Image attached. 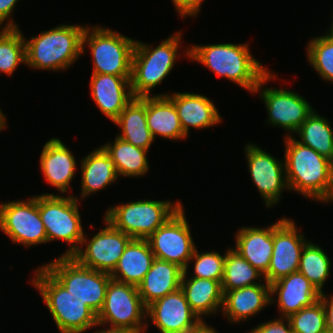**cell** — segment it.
Instances as JSON below:
<instances>
[{
    "instance_id": "1",
    "label": "cell",
    "mask_w": 333,
    "mask_h": 333,
    "mask_svg": "<svg viewBox=\"0 0 333 333\" xmlns=\"http://www.w3.org/2000/svg\"><path fill=\"white\" fill-rule=\"evenodd\" d=\"M285 171L289 189L304 197L330 203L333 201V162L294 136L284 138Z\"/></svg>"
},
{
    "instance_id": "2",
    "label": "cell",
    "mask_w": 333,
    "mask_h": 333,
    "mask_svg": "<svg viewBox=\"0 0 333 333\" xmlns=\"http://www.w3.org/2000/svg\"><path fill=\"white\" fill-rule=\"evenodd\" d=\"M247 43H217L188 46V59L209 68L217 77H224L254 93L261 79L269 72L255 59Z\"/></svg>"
},
{
    "instance_id": "3",
    "label": "cell",
    "mask_w": 333,
    "mask_h": 333,
    "mask_svg": "<svg viewBox=\"0 0 333 333\" xmlns=\"http://www.w3.org/2000/svg\"><path fill=\"white\" fill-rule=\"evenodd\" d=\"M86 25L61 24L25 40L26 64L32 69L65 70L82 54Z\"/></svg>"
},
{
    "instance_id": "4",
    "label": "cell",
    "mask_w": 333,
    "mask_h": 333,
    "mask_svg": "<svg viewBox=\"0 0 333 333\" xmlns=\"http://www.w3.org/2000/svg\"><path fill=\"white\" fill-rule=\"evenodd\" d=\"M31 284L39 291L60 333H83L97 324V314L62 286L43 266Z\"/></svg>"
},
{
    "instance_id": "5",
    "label": "cell",
    "mask_w": 333,
    "mask_h": 333,
    "mask_svg": "<svg viewBox=\"0 0 333 333\" xmlns=\"http://www.w3.org/2000/svg\"><path fill=\"white\" fill-rule=\"evenodd\" d=\"M181 35V32L174 33L156 47L136 40L130 80L134 97L152 96V90L173 70L181 56Z\"/></svg>"
},
{
    "instance_id": "6",
    "label": "cell",
    "mask_w": 333,
    "mask_h": 333,
    "mask_svg": "<svg viewBox=\"0 0 333 333\" xmlns=\"http://www.w3.org/2000/svg\"><path fill=\"white\" fill-rule=\"evenodd\" d=\"M135 44V39L108 27L86 25L82 38V54H85L86 46L91 50L92 73L131 76Z\"/></svg>"
},
{
    "instance_id": "7",
    "label": "cell",
    "mask_w": 333,
    "mask_h": 333,
    "mask_svg": "<svg viewBox=\"0 0 333 333\" xmlns=\"http://www.w3.org/2000/svg\"><path fill=\"white\" fill-rule=\"evenodd\" d=\"M182 206L178 200H137L109 207L104 218L131 238L147 239Z\"/></svg>"
},
{
    "instance_id": "8",
    "label": "cell",
    "mask_w": 333,
    "mask_h": 333,
    "mask_svg": "<svg viewBox=\"0 0 333 333\" xmlns=\"http://www.w3.org/2000/svg\"><path fill=\"white\" fill-rule=\"evenodd\" d=\"M79 199L74 195L39 194V213L46 230L47 242L59 240L68 243L60 256L71 257L79 248L84 236L79 213Z\"/></svg>"
},
{
    "instance_id": "9",
    "label": "cell",
    "mask_w": 333,
    "mask_h": 333,
    "mask_svg": "<svg viewBox=\"0 0 333 333\" xmlns=\"http://www.w3.org/2000/svg\"><path fill=\"white\" fill-rule=\"evenodd\" d=\"M43 267L73 296L85 302L96 314L100 312L112 279L109 273L85 267L72 256H59Z\"/></svg>"
},
{
    "instance_id": "10",
    "label": "cell",
    "mask_w": 333,
    "mask_h": 333,
    "mask_svg": "<svg viewBox=\"0 0 333 333\" xmlns=\"http://www.w3.org/2000/svg\"><path fill=\"white\" fill-rule=\"evenodd\" d=\"M146 311L147 307L136 286L111 279L103 307L97 314L95 327L100 328L108 324L110 327L125 328L134 333H145L150 324L146 318Z\"/></svg>"
},
{
    "instance_id": "11",
    "label": "cell",
    "mask_w": 333,
    "mask_h": 333,
    "mask_svg": "<svg viewBox=\"0 0 333 333\" xmlns=\"http://www.w3.org/2000/svg\"><path fill=\"white\" fill-rule=\"evenodd\" d=\"M276 77L275 73L272 74L269 71L257 85L254 94L259 92V98L265 103L268 113L267 123L286 130L285 137L294 136L293 134L315 109L309 101L295 91L285 88H264V84L266 85Z\"/></svg>"
},
{
    "instance_id": "12",
    "label": "cell",
    "mask_w": 333,
    "mask_h": 333,
    "mask_svg": "<svg viewBox=\"0 0 333 333\" xmlns=\"http://www.w3.org/2000/svg\"><path fill=\"white\" fill-rule=\"evenodd\" d=\"M0 229L15 244L25 247L47 243L39 213V195L0 204Z\"/></svg>"
},
{
    "instance_id": "13",
    "label": "cell",
    "mask_w": 333,
    "mask_h": 333,
    "mask_svg": "<svg viewBox=\"0 0 333 333\" xmlns=\"http://www.w3.org/2000/svg\"><path fill=\"white\" fill-rule=\"evenodd\" d=\"M184 206L152 233L147 241L155 258L187 267L196 248Z\"/></svg>"
},
{
    "instance_id": "14",
    "label": "cell",
    "mask_w": 333,
    "mask_h": 333,
    "mask_svg": "<svg viewBox=\"0 0 333 333\" xmlns=\"http://www.w3.org/2000/svg\"><path fill=\"white\" fill-rule=\"evenodd\" d=\"M103 221L106 227L100 229L90 240L84 233L81 244L72 257L85 267L111 274L132 238L116 229L107 219L104 218Z\"/></svg>"
},
{
    "instance_id": "15",
    "label": "cell",
    "mask_w": 333,
    "mask_h": 333,
    "mask_svg": "<svg viewBox=\"0 0 333 333\" xmlns=\"http://www.w3.org/2000/svg\"><path fill=\"white\" fill-rule=\"evenodd\" d=\"M245 156L250 177L255 184L266 207L272 208L279 203L283 190H290L287 182L285 162L261 149L258 145L248 143Z\"/></svg>"
},
{
    "instance_id": "16",
    "label": "cell",
    "mask_w": 333,
    "mask_h": 333,
    "mask_svg": "<svg viewBox=\"0 0 333 333\" xmlns=\"http://www.w3.org/2000/svg\"><path fill=\"white\" fill-rule=\"evenodd\" d=\"M291 218L273 223V251L268 271L263 275L269 284L298 271L303 247L308 242Z\"/></svg>"
},
{
    "instance_id": "17",
    "label": "cell",
    "mask_w": 333,
    "mask_h": 333,
    "mask_svg": "<svg viewBox=\"0 0 333 333\" xmlns=\"http://www.w3.org/2000/svg\"><path fill=\"white\" fill-rule=\"evenodd\" d=\"M146 318L160 333H189L202 323L181 288L147 306Z\"/></svg>"
},
{
    "instance_id": "18",
    "label": "cell",
    "mask_w": 333,
    "mask_h": 333,
    "mask_svg": "<svg viewBox=\"0 0 333 333\" xmlns=\"http://www.w3.org/2000/svg\"><path fill=\"white\" fill-rule=\"evenodd\" d=\"M271 304L276 303L280 318H288L320 300L321 292L299 271L270 284ZM275 300L274 295H276Z\"/></svg>"
},
{
    "instance_id": "19",
    "label": "cell",
    "mask_w": 333,
    "mask_h": 333,
    "mask_svg": "<svg viewBox=\"0 0 333 333\" xmlns=\"http://www.w3.org/2000/svg\"><path fill=\"white\" fill-rule=\"evenodd\" d=\"M131 76L92 73L91 98L102 114L112 122L133 100Z\"/></svg>"
},
{
    "instance_id": "20",
    "label": "cell",
    "mask_w": 333,
    "mask_h": 333,
    "mask_svg": "<svg viewBox=\"0 0 333 333\" xmlns=\"http://www.w3.org/2000/svg\"><path fill=\"white\" fill-rule=\"evenodd\" d=\"M152 96H167L174 103L181 127L187 136L190 127L200 130L221 124L222 117L215 103L203 94L174 92L172 95L163 93Z\"/></svg>"
},
{
    "instance_id": "21",
    "label": "cell",
    "mask_w": 333,
    "mask_h": 333,
    "mask_svg": "<svg viewBox=\"0 0 333 333\" xmlns=\"http://www.w3.org/2000/svg\"><path fill=\"white\" fill-rule=\"evenodd\" d=\"M39 160L44 180L62 195L68 193L77 169V160L72 151L62 140L53 137L43 145Z\"/></svg>"
},
{
    "instance_id": "22",
    "label": "cell",
    "mask_w": 333,
    "mask_h": 333,
    "mask_svg": "<svg viewBox=\"0 0 333 333\" xmlns=\"http://www.w3.org/2000/svg\"><path fill=\"white\" fill-rule=\"evenodd\" d=\"M271 305L270 284H261L226 291L223 296L222 313L229 323L247 321Z\"/></svg>"
},
{
    "instance_id": "23",
    "label": "cell",
    "mask_w": 333,
    "mask_h": 333,
    "mask_svg": "<svg viewBox=\"0 0 333 333\" xmlns=\"http://www.w3.org/2000/svg\"><path fill=\"white\" fill-rule=\"evenodd\" d=\"M233 249L264 275L273 251V224L264 228L243 226L236 231Z\"/></svg>"
},
{
    "instance_id": "24",
    "label": "cell",
    "mask_w": 333,
    "mask_h": 333,
    "mask_svg": "<svg viewBox=\"0 0 333 333\" xmlns=\"http://www.w3.org/2000/svg\"><path fill=\"white\" fill-rule=\"evenodd\" d=\"M183 272L178 265L155 258L150 270L137 286L144 305L147 307L167 294L177 291L181 286Z\"/></svg>"
},
{
    "instance_id": "25",
    "label": "cell",
    "mask_w": 333,
    "mask_h": 333,
    "mask_svg": "<svg viewBox=\"0 0 333 333\" xmlns=\"http://www.w3.org/2000/svg\"><path fill=\"white\" fill-rule=\"evenodd\" d=\"M155 260L147 239L132 238L110 274L113 280L138 286Z\"/></svg>"
},
{
    "instance_id": "26",
    "label": "cell",
    "mask_w": 333,
    "mask_h": 333,
    "mask_svg": "<svg viewBox=\"0 0 333 333\" xmlns=\"http://www.w3.org/2000/svg\"><path fill=\"white\" fill-rule=\"evenodd\" d=\"M81 197L94 194L118 180V172L113 159L100 146L84 156L80 163Z\"/></svg>"
},
{
    "instance_id": "27",
    "label": "cell",
    "mask_w": 333,
    "mask_h": 333,
    "mask_svg": "<svg viewBox=\"0 0 333 333\" xmlns=\"http://www.w3.org/2000/svg\"><path fill=\"white\" fill-rule=\"evenodd\" d=\"M180 288L191 310L202 322L204 317L222 311L224 294L219 281L182 277Z\"/></svg>"
},
{
    "instance_id": "28",
    "label": "cell",
    "mask_w": 333,
    "mask_h": 333,
    "mask_svg": "<svg viewBox=\"0 0 333 333\" xmlns=\"http://www.w3.org/2000/svg\"><path fill=\"white\" fill-rule=\"evenodd\" d=\"M147 126L154 139L185 140L174 103L167 96H146Z\"/></svg>"
},
{
    "instance_id": "29",
    "label": "cell",
    "mask_w": 333,
    "mask_h": 333,
    "mask_svg": "<svg viewBox=\"0 0 333 333\" xmlns=\"http://www.w3.org/2000/svg\"><path fill=\"white\" fill-rule=\"evenodd\" d=\"M121 129L118 137L132 145L149 150L155 141L146 120V96L134 97L113 121Z\"/></svg>"
},
{
    "instance_id": "30",
    "label": "cell",
    "mask_w": 333,
    "mask_h": 333,
    "mask_svg": "<svg viewBox=\"0 0 333 333\" xmlns=\"http://www.w3.org/2000/svg\"><path fill=\"white\" fill-rule=\"evenodd\" d=\"M101 147L113 159L118 176L140 178L148 173V150L136 147L118 136L112 143L106 142Z\"/></svg>"
},
{
    "instance_id": "31",
    "label": "cell",
    "mask_w": 333,
    "mask_h": 333,
    "mask_svg": "<svg viewBox=\"0 0 333 333\" xmlns=\"http://www.w3.org/2000/svg\"><path fill=\"white\" fill-rule=\"evenodd\" d=\"M302 145L312 148L333 162V129L331 122L315 110L295 133Z\"/></svg>"
},
{
    "instance_id": "32",
    "label": "cell",
    "mask_w": 333,
    "mask_h": 333,
    "mask_svg": "<svg viewBox=\"0 0 333 333\" xmlns=\"http://www.w3.org/2000/svg\"><path fill=\"white\" fill-rule=\"evenodd\" d=\"M260 281H265L260 271L254 268L233 247L226 250L224 275L221 282L223 294L226 291L261 284Z\"/></svg>"
},
{
    "instance_id": "33",
    "label": "cell",
    "mask_w": 333,
    "mask_h": 333,
    "mask_svg": "<svg viewBox=\"0 0 333 333\" xmlns=\"http://www.w3.org/2000/svg\"><path fill=\"white\" fill-rule=\"evenodd\" d=\"M330 267V258L324 249L309 240L302 249L298 271L322 294L324 293V283L330 276Z\"/></svg>"
},
{
    "instance_id": "34",
    "label": "cell",
    "mask_w": 333,
    "mask_h": 333,
    "mask_svg": "<svg viewBox=\"0 0 333 333\" xmlns=\"http://www.w3.org/2000/svg\"><path fill=\"white\" fill-rule=\"evenodd\" d=\"M22 64H26L22 31L19 28H3L0 31V73L11 76Z\"/></svg>"
},
{
    "instance_id": "35",
    "label": "cell",
    "mask_w": 333,
    "mask_h": 333,
    "mask_svg": "<svg viewBox=\"0 0 333 333\" xmlns=\"http://www.w3.org/2000/svg\"><path fill=\"white\" fill-rule=\"evenodd\" d=\"M307 61L318 75L333 83V38L327 33L311 38L306 45Z\"/></svg>"
},
{
    "instance_id": "36",
    "label": "cell",
    "mask_w": 333,
    "mask_h": 333,
    "mask_svg": "<svg viewBox=\"0 0 333 333\" xmlns=\"http://www.w3.org/2000/svg\"><path fill=\"white\" fill-rule=\"evenodd\" d=\"M226 252L222 255L217 251L198 252L195 248L182 277H195L222 282ZM190 261H194L193 274L188 276Z\"/></svg>"
},
{
    "instance_id": "37",
    "label": "cell",
    "mask_w": 333,
    "mask_h": 333,
    "mask_svg": "<svg viewBox=\"0 0 333 333\" xmlns=\"http://www.w3.org/2000/svg\"><path fill=\"white\" fill-rule=\"evenodd\" d=\"M294 333H328L323 303L318 300L287 318Z\"/></svg>"
},
{
    "instance_id": "38",
    "label": "cell",
    "mask_w": 333,
    "mask_h": 333,
    "mask_svg": "<svg viewBox=\"0 0 333 333\" xmlns=\"http://www.w3.org/2000/svg\"><path fill=\"white\" fill-rule=\"evenodd\" d=\"M286 320V321H285ZM285 321V322H284ZM248 333H294L287 318H275L262 322Z\"/></svg>"
},
{
    "instance_id": "39",
    "label": "cell",
    "mask_w": 333,
    "mask_h": 333,
    "mask_svg": "<svg viewBox=\"0 0 333 333\" xmlns=\"http://www.w3.org/2000/svg\"><path fill=\"white\" fill-rule=\"evenodd\" d=\"M204 0H172L176 12L180 17H195L200 13Z\"/></svg>"
},
{
    "instance_id": "40",
    "label": "cell",
    "mask_w": 333,
    "mask_h": 333,
    "mask_svg": "<svg viewBox=\"0 0 333 333\" xmlns=\"http://www.w3.org/2000/svg\"><path fill=\"white\" fill-rule=\"evenodd\" d=\"M19 0H0V26L2 27L4 22L7 24L4 25L3 28H19L17 24H15L14 19L12 17V12L16 8L17 2ZM8 20V22H7Z\"/></svg>"
},
{
    "instance_id": "41",
    "label": "cell",
    "mask_w": 333,
    "mask_h": 333,
    "mask_svg": "<svg viewBox=\"0 0 333 333\" xmlns=\"http://www.w3.org/2000/svg\"><path fill=\"white\" fill-rule=\"evenodd\" d=\"M320 301L323 303L325 309L328 333H333V296L323 293L321 294Z\"/></svg>"
},
{
    "instance_id": "42",
    "label": "cell",
    "mask_w": 333,
    "mask_h": 333,
    "mask_svg": "<svg viewBox=\"0 0 333 333\" xmlns=\"http://www.w3.org/2000/svg\"><path fill=\"white\" fill-rule=\"evenodd\" d=\"M189 333H218L215 328L207 325L206 321L202 322L196 329L190 331Z\"/></svg>"
},
{
    "instance_id": "43",
    "label": "cell",
    "mask_w": 333,
    "mask_h": 333,
    "mask_svg": "<svg viewBox=\"0 0 333 333\" xmlns=\"http://www.w3.org/2000/svg\"><path fill=\"white\" fill-rule=\"evenodd\" d=\"M94 333H134L129 329L118 328V327H105V329H97Z\"/></svg>"
},
{
    "instance_id": "44",
    "label": "cell",
    "mask_w": 333,
    "mask_h": 333,
    "mask_svg": "<svg viewBox=\"0 0 333 333\" xmlns=\"http://www.w3.org/2000/svg\"><path fill=\"white\" fill-rule=\"evenodd\" d=\"M6 116L4 115L3 111L0 107V132L4 130V128H7V122H6Z\"/></svg>"
},
{
    "instance_id": "45",
    "label": "cell",
    "mask_w": 333,
    "mask_h": 333,
    "mask_svg": "<svg viewBox=\"0 0 333 333\" xmlns=\"http://www.w3.org/2000/svg\"><path fill=\"white\" fill-rule=\"evenodd\" d=\"M332 17H333V15H332ZM332 21H333V19H332ZM327 34L333 38V22L331 24V27L329 28V31L327 30Z\"/></svg>"
}]
</instances>
